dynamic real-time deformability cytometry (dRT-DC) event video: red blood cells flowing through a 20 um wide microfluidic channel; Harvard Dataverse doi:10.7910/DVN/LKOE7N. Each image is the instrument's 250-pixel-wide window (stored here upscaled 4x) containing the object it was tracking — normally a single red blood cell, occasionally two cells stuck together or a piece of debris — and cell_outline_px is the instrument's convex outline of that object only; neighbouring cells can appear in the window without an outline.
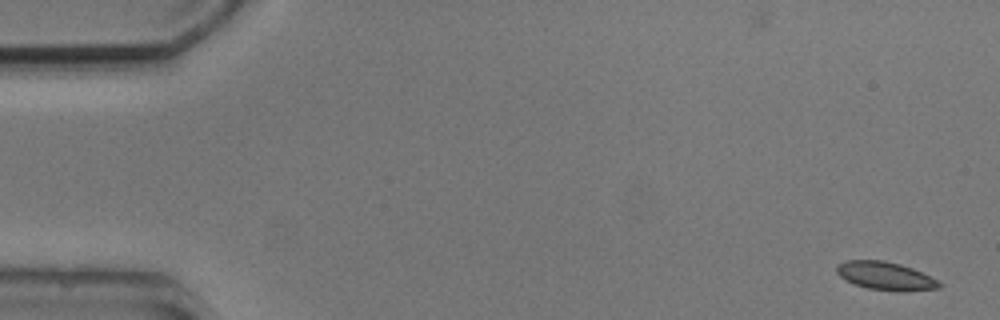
{"species": "common noctule bat (a hibernating species)", "species_latin": "Nyctalus noctula", "temperature_condition": "cold", "stored_images_in_passage": 5, "camera_frame_rate_fps": 3000, "um_per_image_px": 0.085, "animal": {"sex": "male", "body_mass_g": 20.5, "forearm_length_mm": 52.5}, "frame": {"image": 1, "passage_image": 1, "time_ms": 0.0, "image_size_px": [1000, 320], "cell_outline_px": [[944, 284], [940, 288], [908, 292], [896, 292], [868, 288], [844, 280], [836, 272], [836, 264], [848, 260], [884, 260], [900, 264], [912, 268]], "centroid_in_image_um": [75.26, 23.47], "position_along_channel_um": 9.7, "area_um2": 16.99}}
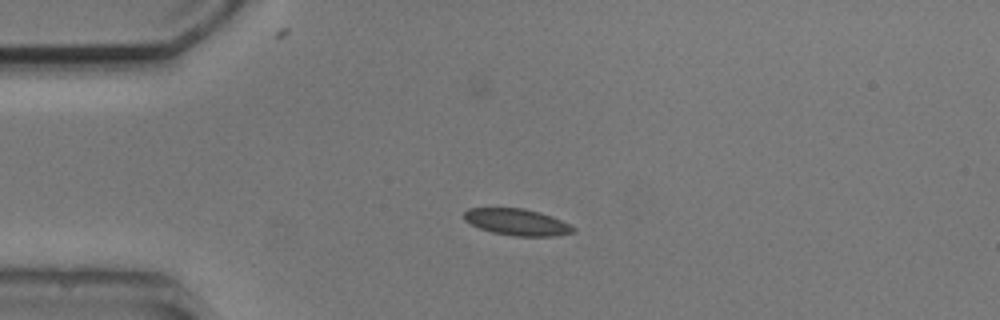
{"frame": {"image": 2, "passage_image": 4, "time_ms": 3.667, "image_size_px": [1000, 320], "cell_outline_px": [[576, 232], [556, 236], [516, 236], [492, 232], [480, 228], [464, 220], [464, 212], [468, 208], [524, 208], [540, 212], [552, 216], [576, 228]], "centroid_in_image_um": [43.97, 18.87], "position_along_channel_um": 41.0, "area_um2": 16.88}}